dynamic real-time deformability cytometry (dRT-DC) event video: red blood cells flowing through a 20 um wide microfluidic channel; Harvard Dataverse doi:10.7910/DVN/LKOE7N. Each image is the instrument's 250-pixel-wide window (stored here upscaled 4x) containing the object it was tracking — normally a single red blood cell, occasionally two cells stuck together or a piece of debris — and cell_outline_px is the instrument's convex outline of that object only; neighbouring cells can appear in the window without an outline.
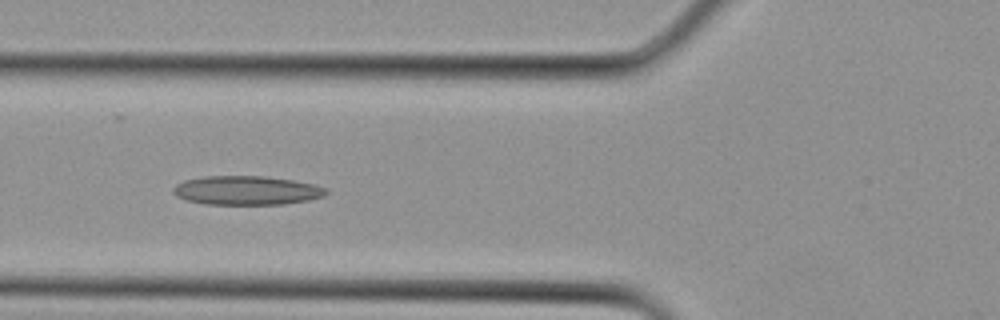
{"species": "Egyptian fruit bat (a non-hibernating species)", "species_latin": "Rousettus aegyptiacus", "temperature_condition": "cold", "stored_images_in_passage": 23, "camera_frame_rate_fps": 3000, "um_per_image_px": 0.085, "animal": {"sex": "female"}, "frame": {"image": 1, "passage_image": 12, "time_ms": 3.667, "image_size_px": [1000, 320], "cell_outline_px": [[328, 192], [324, 196], [308, 200], [284, 204], [208, 204], [188, 200], [176, 196], [172, 192], [172, 188], [176, 184], [184, 180], [204, 176], [264, 176], [292, 180], [316, 184], [324, 188]], "centroid_in_image_um": [20.95, 16.18], "position_along_channel_um": 104.8, "area_um2": 25.78}}
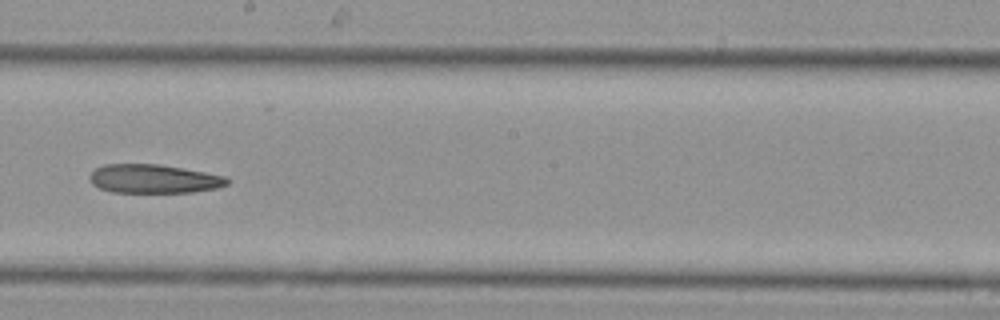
{"frame": {"image": 2, "passage_image": 18, "time_ms": 5.667, "image_size_px": [1000, 320], "cell_outline_px": [[228, 184], [216, 188], [192, 192], [112, 192], [100, 188], [92, 184], [88, 180], [88, 176], [96, 168], [104, 164], [160, 164], [204, 172], [224, 176], [228, 180]], "centroid_in_image_um": [13.02, 15.19], "position_along_channel_um": 235.2, "area_um2": 22.95}}
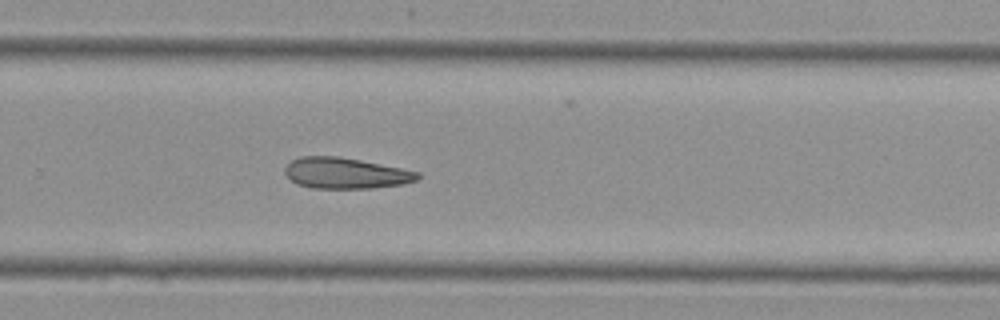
{"frame": {"image": 3, "passage_image": 21, "time_ms": 6.667, "image_size_px": [1000, 320], "cell_outline_px": [[420, 176], [416, 180], [400, 184], [372, 188], [312, 188], [296, 184], [284, 172], [284, 168], [292, 160], [300, 156], [336, 156], [360, 160], [420, 172]], "centroid_in_image_um": [29.34, 14.72], "position_along_channel_um": 300.5, "area_um2": 23.7}}